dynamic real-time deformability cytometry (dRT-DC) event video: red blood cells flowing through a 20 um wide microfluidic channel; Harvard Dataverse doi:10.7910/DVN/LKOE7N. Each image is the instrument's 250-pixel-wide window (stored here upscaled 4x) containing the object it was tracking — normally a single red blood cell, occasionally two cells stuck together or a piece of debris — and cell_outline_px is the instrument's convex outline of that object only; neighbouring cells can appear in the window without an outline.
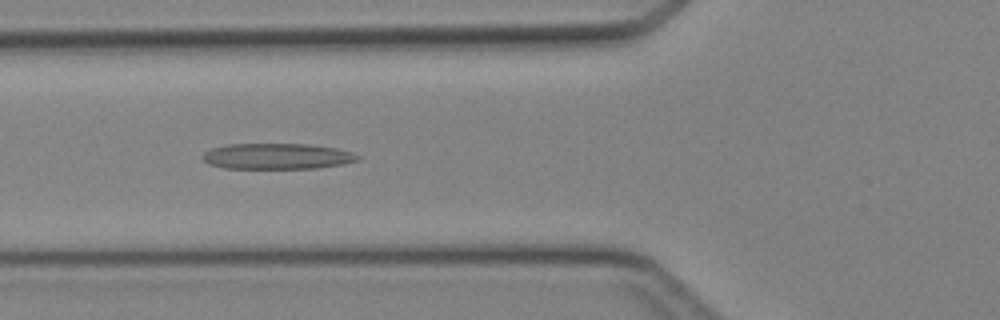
{"species": "Egyptian fruit bat (a non-hibernating species)", "species_latin": "Rousettus aegyptiacus", "temperature_condition": "cold", "stored_images_in_passage": 40, "camera_frame_rate_fps": 3000, "um_per_image_px": 0.085, "animal": {"sex": "female"}, "frame": {"image": 1, "passage_image": 11, "time_ms": 3.333, "image_size_px": [1000, 320], "cell_outline_px": [[360, 156], [356, 160], [344, 164], [316, 168], [224, 168], [208, 164], [200, 156], [204, 152], [212, 148], [228, 144], [308, 144], [336, 148], [352, 152]], "centroid_in_image_um": [23.52, 13.28], "position_along_channel_um": 102.3, "area_um2": 23.29}}
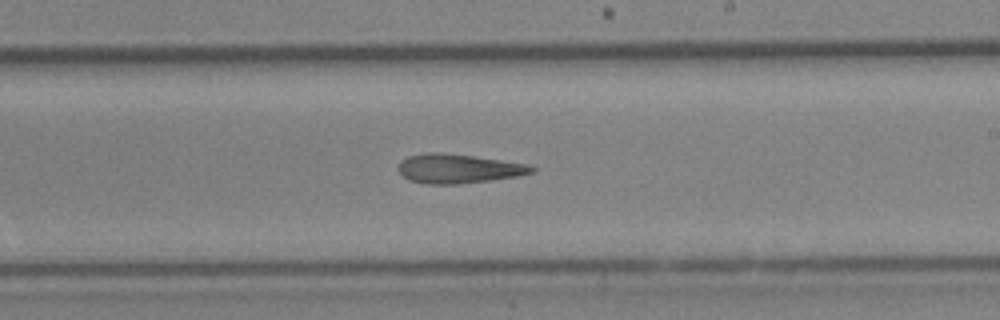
{"frame": {"image": 2, "passage_image": 21, "time_ms": 6.667, "image_size_px": [1000, 320], "cell_outline_px": [[536, 172], [516, 176], [488, 180], [456, 184], [428, 184], [408, 180], [400, 176], [396, 168], [400, 160], [408, 156], [424, 152], [440, 152], [472, 156], [528, 164], [536, 168]], "centroid_in_image_um": [38.88, 14.33], "position_along_channel_um": 250.1, "area_um2": 22.83}}
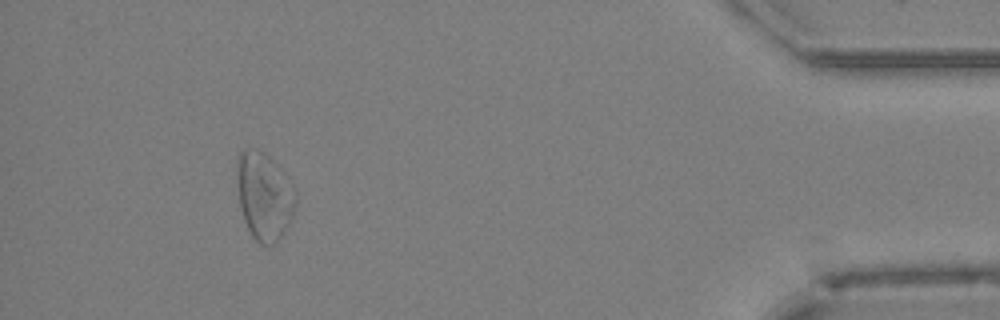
{"frame": {"image": 3, "passage_image": 36, "time_ms": 11.667, "image_size_px": [1000, 320], "cell_outline_px": [[296, 208], [280, 240], [276, 244], [260, 244], [252, 236], [244, 220], [240, 208], [236, 176], [236, 160], [240, 152], [244, 148], [252, 148], [268, 156], [288, 176], [296, 188]], "centroid_in_image_um": [22.47, 16.66], "position_along_channel_um": 412.7, "area_um2": 30.4}}